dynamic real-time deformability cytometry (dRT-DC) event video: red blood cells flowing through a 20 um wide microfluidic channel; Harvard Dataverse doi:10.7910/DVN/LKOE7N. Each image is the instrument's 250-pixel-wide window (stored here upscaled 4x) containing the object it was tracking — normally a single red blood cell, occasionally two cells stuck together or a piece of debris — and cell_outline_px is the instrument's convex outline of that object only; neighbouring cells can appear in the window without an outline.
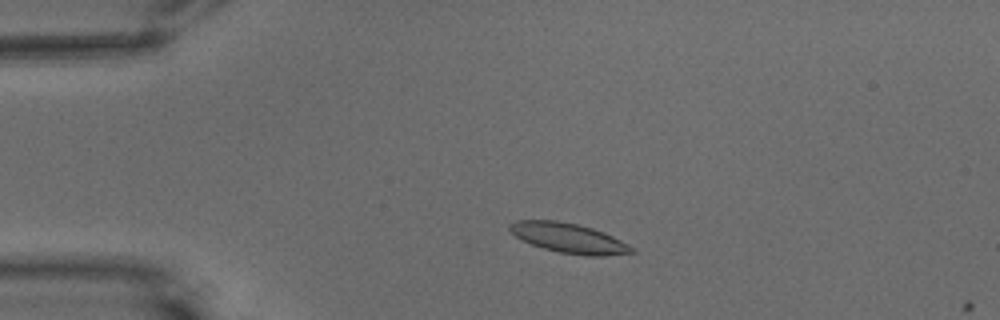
{"species": "common noctule bat (a hibernating species)", "species_latin": "Nyctalus noctula", "temperature_condition": "warm", "stored_images_in_passage": 11, "camera_frame_rate_fps": 3000, "um_per_image_px": 0.085, "animal": {"sex": "male", "body_mass_g": 15.6}, "frame": {"image": 1, "passage_image": 9, "time_ms": 2.667, "image_size_px": [1000, 320], "cell_outline_px": [[636, 252], [604, 256], [588, 256], [560, 252], [544, 248], [520, 240], [508, 228], [508, 224], [516, 220], [556, 220], [576, 224], [592, 228], [604, 232], [628, 244]], "centroid_in_image_um": [48.32, 20.23], "position_along_channel_um": 36.7, "area_um2": 21.04}}